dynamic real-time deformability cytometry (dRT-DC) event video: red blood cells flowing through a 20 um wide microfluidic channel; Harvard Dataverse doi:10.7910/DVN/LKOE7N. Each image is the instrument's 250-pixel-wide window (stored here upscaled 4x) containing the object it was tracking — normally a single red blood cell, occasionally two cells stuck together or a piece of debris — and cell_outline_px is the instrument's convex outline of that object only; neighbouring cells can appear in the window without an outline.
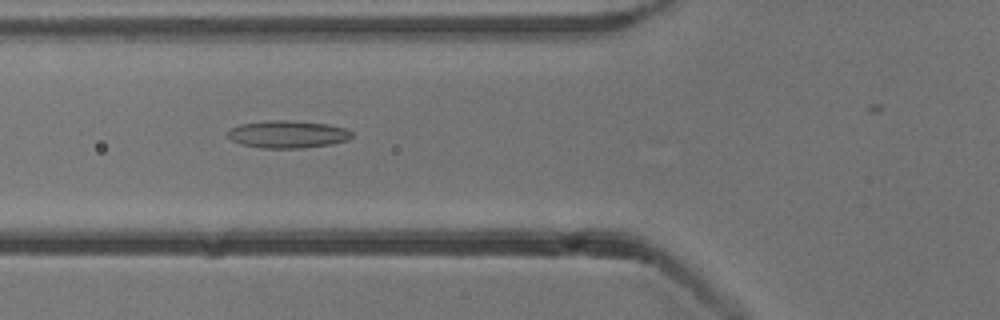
{"species": "common noctule bat (a hibernating species)", "species_latin": "Nyctalus noctula", "temperature_condition": "cold", "stored_images_in_passage": 24, "camera_frame_rate_fps": 3000, "um_per_image_px": 0.085, "animal": {"sex": "male", "body_mass_g": 13.3}, "frame": {"image": 1, "passage_image": 20, "time_ms": 6.333, "image_size_px": [1000, 320], "cell_outline_px": [[352, 136], [348, 140], [332, 144], [304, 148], [264, 148], [240, 144], [232, 140], [228, 136], [228, 132], [232, 128], [240, 124], [268, 120], [288, 120], [328, 124], [348, 128], [352, 132]], "centroid_in_image_um": [24.49, 11.41], "position_along_channel_um": 101.3, "area_um2": 19.94}}
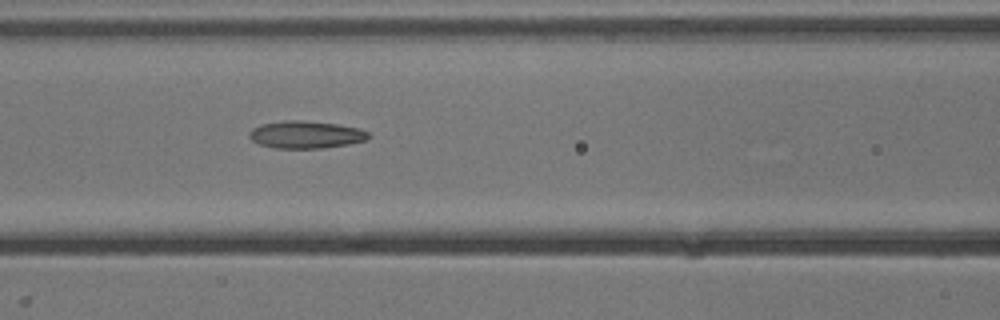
{"frame": {"image": 2, "passage_image": 23, "time_ms": 7.333, "image_size_px": [1000, 320], "cell_outline_px": [[372, 136], [364, 140], [348, 144], [324, 148], [276, 148], [260, 144], [252, 140], [248, 136], [248, 132], [252, 128], [260, 124], [284, 120], [300, 120], [336, 124], [360, 128], [368, 132]], "centroid_in_image_um": [25.98, 11.44], "position_along_channel_um": 140.6, "area_um2": 19.07}}